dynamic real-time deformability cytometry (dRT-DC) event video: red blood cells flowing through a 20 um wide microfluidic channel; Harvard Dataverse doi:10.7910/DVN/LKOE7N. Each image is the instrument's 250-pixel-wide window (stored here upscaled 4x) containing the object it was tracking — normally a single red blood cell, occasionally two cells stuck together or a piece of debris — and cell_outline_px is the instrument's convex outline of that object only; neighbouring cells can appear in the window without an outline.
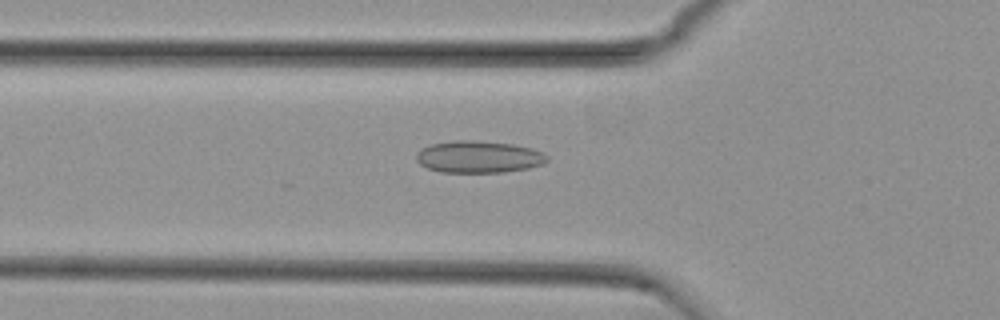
{"species": "common noctule bat (a hibernating species)", "species_latin": "Nyctalus noctula", "temperature_condition": "cold", "stored_images_in_passage": 11, "camera_frame_rate_fps": 3000, "um_per_image_px": 0.085, "animal": {"sex": "female", "body_mass_g": 29.2, "forearm_length_mm": 56.3}, "frame": {"image": 1, "passage_image": 2, "time_ms": 0.333, "image_size_px": [1000, 320], "cell_outline_px": [[548, 160], [544, 164], [528, 168], [504, 172], [440, 172], [428, 168], [420, 164], [416, 160], [416, 152], [420, 148], [432, 144], [456, 140], [472, 140], [512, 144], [532, 148], [548, 156]], "centroid_in_image_um": [40.67, 13.33], "position_along_channel_um": 85.1, "area_um2": 24.39}}
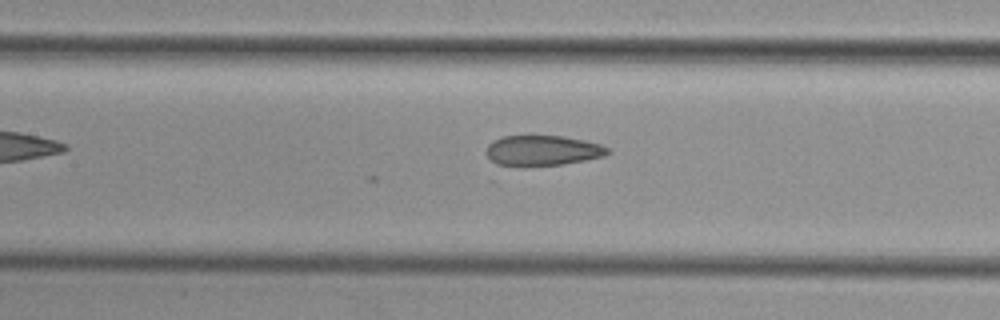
{"frame": {"image": 2, "passage_image": 8, "time_ms": 2.333, "image_size_px": [1000, 320], "cell_outline_px": [[612, 152], [604, 156], [564, 164], [520, 168], [500, 168], [484, 152], [488, 144], [492, 140], [504, 136], [564, 136], [584, 140], [600, 144], [608, 148]], "centroid_in_image_um": [46.03, 12.84], "position_along_channel_um": 161.4, "area_um2": 22.25}}
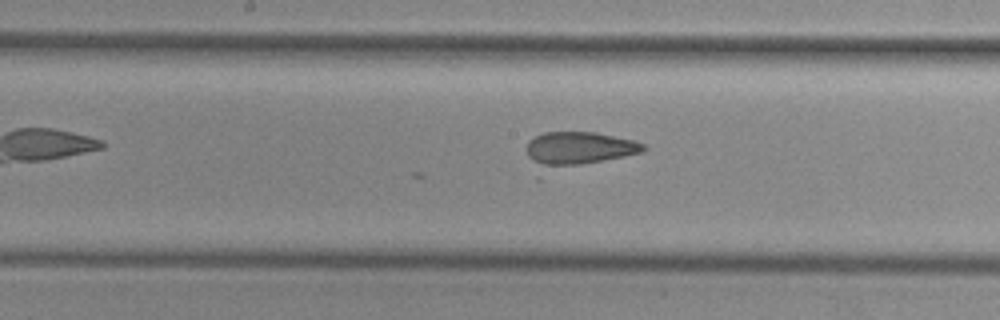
{"frame": {"image": 3, "passage_image": 11, "time_ms": 3.333, "image_size_px": [1000, 320], "cell_outline_px": [[648, 148], [644, 152], [624, 156], [580, 164], [548, 168], [544, 168], [528, 156], [528, 140], [544, 132], [596, 132], [632, 140], [644, 144]], "centroid_in_image_um": [49.22, 12.6], "position_along_channel_um": 199.0, "area_um2": 22.2}}